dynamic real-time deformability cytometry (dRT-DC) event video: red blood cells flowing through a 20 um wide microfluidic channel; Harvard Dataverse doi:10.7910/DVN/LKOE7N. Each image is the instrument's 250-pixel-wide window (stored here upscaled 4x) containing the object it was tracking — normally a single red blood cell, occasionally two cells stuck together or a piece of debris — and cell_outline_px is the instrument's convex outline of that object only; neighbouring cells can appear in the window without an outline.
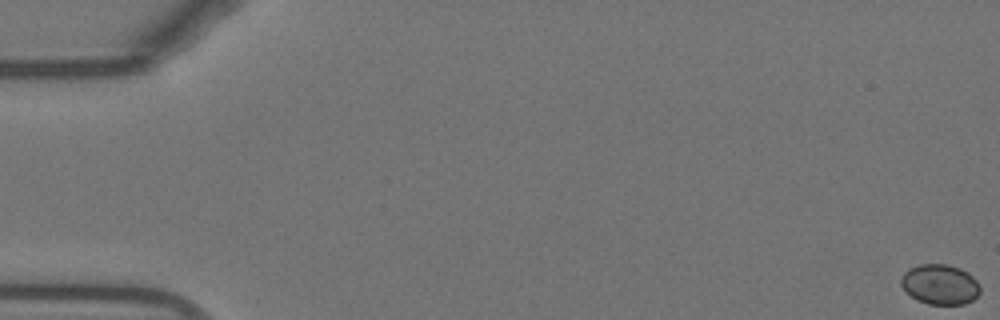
{"species": "Egyptian fruit bat (a non-hibernating species)", "species_latin": "Rousettus aegyptiacus", "temperature_condition": "warm", "stored_images_in_passage": 47, "camera_frame_rate_fps": 3000, "um_per_image_px": 0.085, "animal": {"sex": "female"}, "frame": {"image": 1, "passage_image": 1, "time_ms": 0.0, "image_size_px": [1000, 320], "cell_outline_px": [[980, 292], [972, 300], [964, 304], [928, 304], [916, 300], [900, 284], [900, 276], [908, 268], [920, 264], [944, 264], [960, 268], [968, 272], [980, 284]], "centroid_in_image_um": [79.89, 24.16], "position_along_channel_um": 5.1, "area_um2": 18.55}}
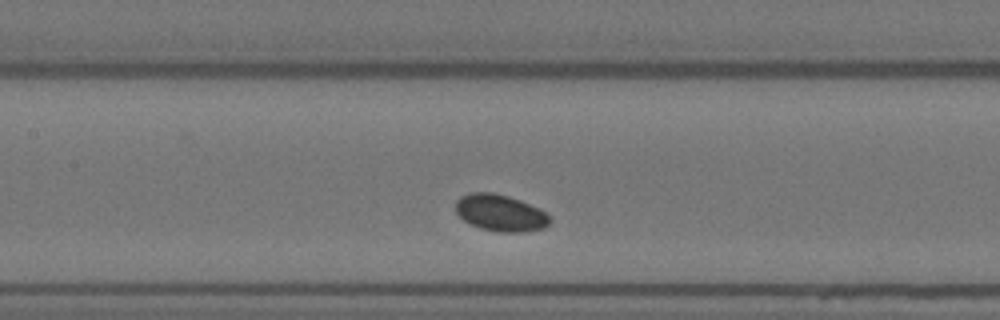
{"frame": {"image": 2, "passage_image": 27, "time_ms": 8.667, "image_size_px": [1000, 320], "cell_outline_px": [[552, 220], [544, 228], [524, 232], [496, 232], [480, 228], [464, 220], [456, 212], [456, 200], [460, 196], [472, 192], [492, 192], [508, 196], [520, 200], [540, 208], [552, 216]], "centroid_in_image_um": [42.57, 18.09], "position_along_channel_um": 164.8, "area_um2": 20.35}}
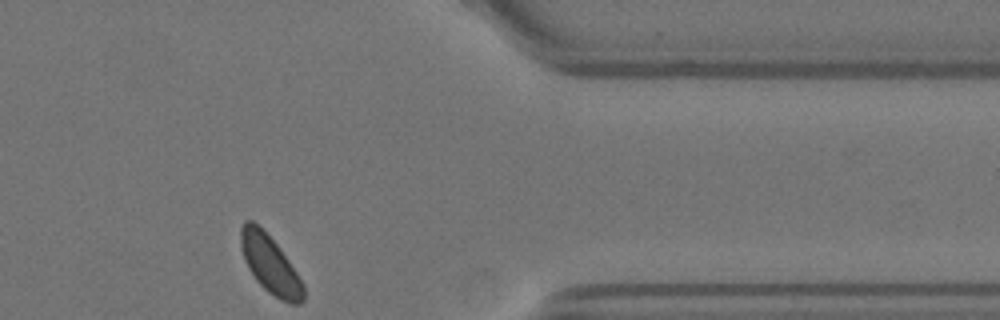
{"frame": {"image": 3, "passage_image": 47, "time_ms": 15.333, "image_size_px": [1000, 320], "cell_outline_px": [[304, 300], [300, 304], [292, 304], [280, 300], [268, 292], [256, 280], [248, 268], [244, 260], [240, 248], [240, 228], [244, 220], [252, 220], [280, 248], [304, 284]], "centroid_in_image_um": [22.94, 22.5], "position_along_channel_um": 388.5, "area_um2": 21.1}, "authors_computed_cell_mechanics": {"area_um2": 19.8254, "velocity_mm_per_s": 3.6465, "shape_relaxation_time_tau1_ms": 0.3407, "shape_relaxation_time_tau2_ms": null, "deformation_change_tau1": 0.025, "deformation_change_tau2": null}}